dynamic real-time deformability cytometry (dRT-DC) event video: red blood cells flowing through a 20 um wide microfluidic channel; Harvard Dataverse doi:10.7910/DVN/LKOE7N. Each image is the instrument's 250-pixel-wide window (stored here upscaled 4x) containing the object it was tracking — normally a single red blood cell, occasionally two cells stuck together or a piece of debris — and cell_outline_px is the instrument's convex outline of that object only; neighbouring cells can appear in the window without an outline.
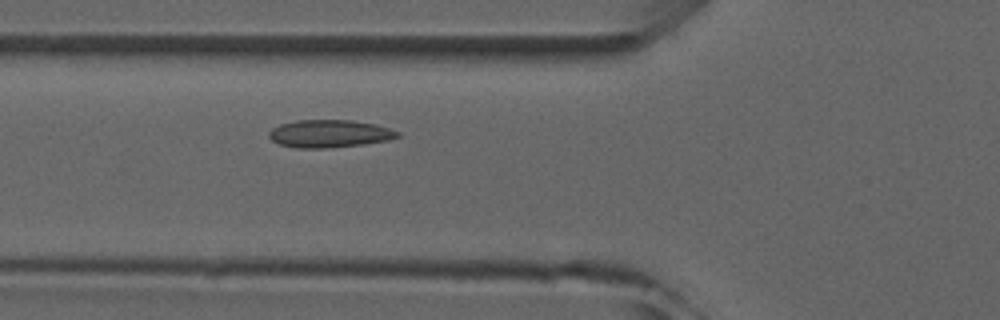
{"species": "common noctule bat (a hibernating species)", "species_latin": "Nyctalus noctula", "temperature_condition": "room temperature", "stored_images_in_passage": 5, "camera_frame_rate_fps": 3000, "um_per_image_px": 0.085, "animal": {"sex": "male", "forearm_length_mm": 52.5}, "frame": {"image": 1, "passage_image": 5, "time_ms": 4.333, "image_size_px": [1000, 320], "cell_outline_px": [[400, 136], [388, 140], [364, 144], [324, 148], [296, 148], [280, 144], [272, 140], [268, 136], [268, 132], [272, 128], [280, 124], [296, 120], [352, 120], [376, 124], [400, 132]], "centroid_in_image_um": [27.99, 11.35], "position_along_channel_um": 97.8, "area_um2": 20.75}}